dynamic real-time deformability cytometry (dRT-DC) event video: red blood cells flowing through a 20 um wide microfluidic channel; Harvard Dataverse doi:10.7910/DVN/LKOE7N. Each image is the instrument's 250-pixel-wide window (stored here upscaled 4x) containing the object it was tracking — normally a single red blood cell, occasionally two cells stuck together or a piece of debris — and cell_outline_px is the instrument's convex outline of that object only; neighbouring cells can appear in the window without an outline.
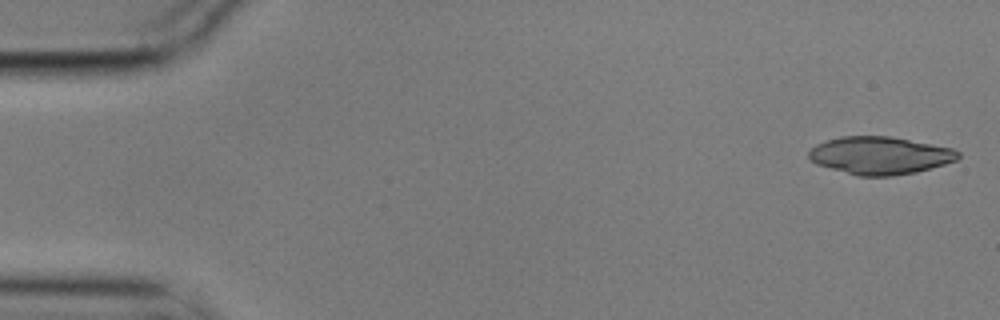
{"species": "common noctule bat (a hibernating species)", "species_latin": "Nyctalus noctula", "temperature_condition": "cold", "stored_images_in_passage": 6, "camera_frame_rate_fps": 3000, "um_per_image_px": 0.085, "animal": {"sex": "male", "body_mass_g": 17.9}, "frame": {"image": 1, "passage_image": 1, "time_ms": 0.0, "image_size_px": [1000, 320], "cell_outline_px": [[960, 156], [956, 160], [944, 164], [916, 172], [892, 176], [856, 176], [816, 164], [808, 156], [808, 152], [816, 144], [840, 136], [888, 136], [952, 148], [960, 152]], "centroid_in_image_um": [74.78, 13.22], "position_along_channel_um": 10.2, "area_um2": 32.6}}